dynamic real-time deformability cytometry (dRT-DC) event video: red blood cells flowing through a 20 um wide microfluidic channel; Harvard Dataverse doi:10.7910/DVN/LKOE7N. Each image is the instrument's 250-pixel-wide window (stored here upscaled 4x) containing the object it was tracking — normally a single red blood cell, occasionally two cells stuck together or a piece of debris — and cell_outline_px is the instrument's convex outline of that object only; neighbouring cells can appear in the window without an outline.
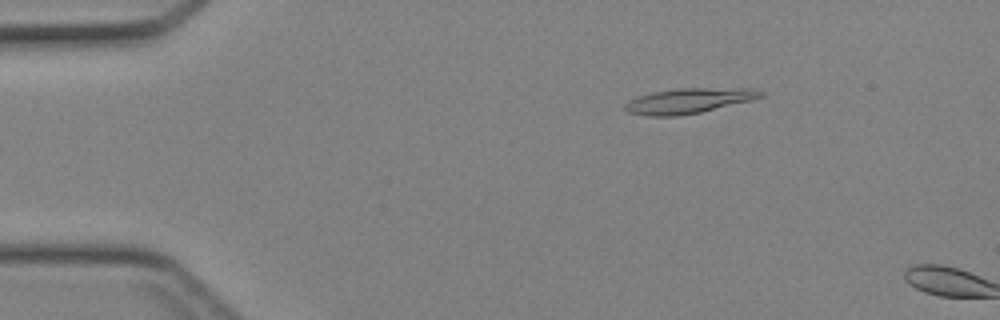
{"species": "Egyptian fruit bat (a non-hibernating species)", "species_latin": "Rousettus aegyptiacus", "temperature_condition": "cold", "stored_images_in_passage": 9, "camera_frame_rate_fps": 3000, "um_per_image_px": 0.085, "animal": {"sex": "female"}, "frame": {"image": 1, "passage_image": 7, "time_ms": 2.0, "image_size_px": [1000, 320], "cell_outline_px": [[764, 96], [752, 100], [700, 112], [676, 116], [648, 116], [628, 112], [624, 108], [624, 104], [628, 100], [636, 96], [652, 92], [676, 88], [756, 88], [764, 92]], "centroid_in_image_um": [58.53, 8.55], "position_along_channel_um": 26.5, "area_um2": 20.06}}